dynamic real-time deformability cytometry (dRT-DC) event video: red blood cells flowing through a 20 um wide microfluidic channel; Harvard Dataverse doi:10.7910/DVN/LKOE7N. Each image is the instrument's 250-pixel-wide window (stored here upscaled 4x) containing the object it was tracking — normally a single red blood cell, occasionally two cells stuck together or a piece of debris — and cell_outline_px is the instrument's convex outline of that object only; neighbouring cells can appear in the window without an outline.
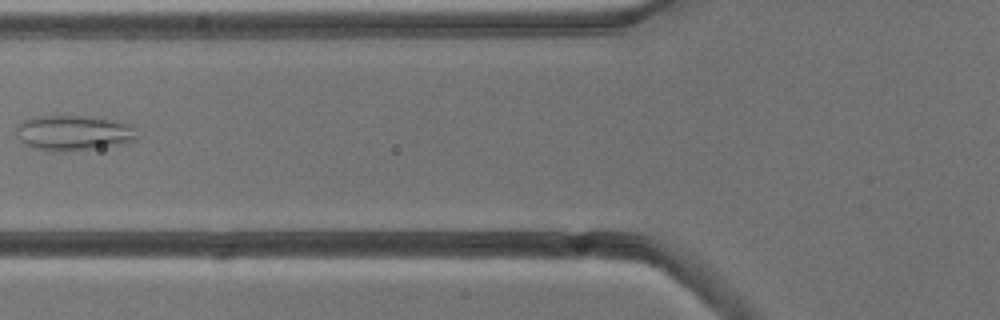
{"species": "common noctule bat (a hibernating species)", "species_latin": "Nyctalus noctula", "temperature_condition": "cold", "stored_images_in_passage": 6, "camera_frame_rate_fps": 3000, "um_per_image_px": 0.085, "animal": {"sex": "male", "body_mass_g": 13.3}, "frame": {"image": 1, "passage_image": 4, "time_ms": 3.667, "image_size_px": [1000, 320], "cell_outline_px": [[140, 136], [136, 140], [124, 144], [60, 152], [36, 148], [24, 144], [20, 140], [16, 132], [16, 124], [32, 116], [84, 116], [132, 124]], "centroid_in_image_um": [6.26, 11.29], "position_along_channel_um": 119.5, "area_um2": 24.85}}